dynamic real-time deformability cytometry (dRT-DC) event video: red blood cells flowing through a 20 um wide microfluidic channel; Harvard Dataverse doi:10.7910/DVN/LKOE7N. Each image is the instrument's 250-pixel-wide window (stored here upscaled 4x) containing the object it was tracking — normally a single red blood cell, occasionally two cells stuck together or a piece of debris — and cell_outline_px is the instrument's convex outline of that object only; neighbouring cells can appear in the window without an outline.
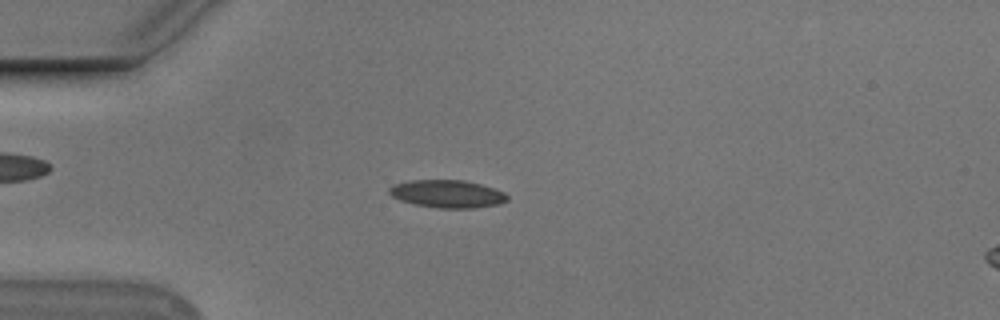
{"species": "Egyptian fruit bat (a non-hibernating species)", "species_latin": "Rousettus aegyptiacus", "temperature_condition": "cold", "stored_images_in_passage": 54, "camera_frame_rate_fps": 3000, "um_per_image_px": 0.085, "animal": {"sex": "male"}, "frame": {"image": 1, "passage_image": 14, "time_ms": 4.333, "image_size_px": [1000, 320], "cell_outline_px": [[508, 200], [500, 204], [472, 208], [436, 208], [412, 204], [400, 200], [392, 196], [388, 192], [388, 188], [392, 184], [408, 180], [464, 180], [480, 184], [504, 192], [508, 196]], "centroid_in_image_um": [37.98, 16.48], "position_along_channel_um": 47.0, "area_um2": 19.25}}
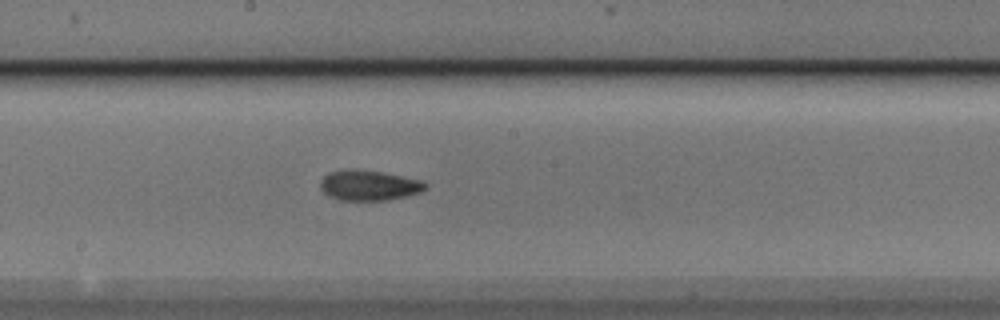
{"frame": {"image": 2, "passage_image": 29, "time_ms": 9.333, "image_size_px": [1000, 320], "cell_outline_px": [[428, 188], [420, 192], [408, 196], [388, 200], [340, 200], [328, 196], [320, 188], [320, 180], [328, 172], [384, 172], [424, 180], [428, 184]], "centroid_in_image_um": [31.45, 15.8], "position_along_channel_um": 216.8, "area_um2": 18.15}}
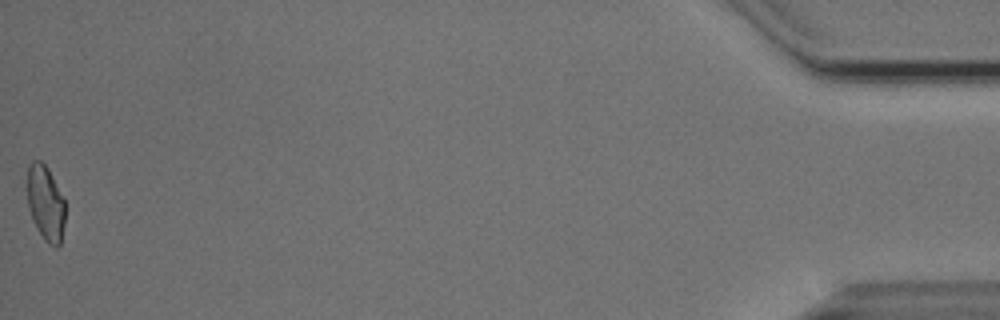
{"frame": {"image": 3, "passage_image": 54, "time_ms": 17.667, "image_size_px": [1000, 320], "cell_outline_px": [[64, 224], [60, 244], [56, 248], [48, 244], [44, 240], [36, 228], [32, 220], [28, 208], [28, 168], [32, 160], [40, 160], [48, 168], [64, 200]], "centroid_in_image_um": [3.86, 17.29], "position_along_channel_um": 431.3, "area_um2": 16.53}, "authors_computed_cell_mechanics": {"area_um2": 17.7735, "velocity_mm_per_s": 3.7541, "shape_relaxation_time_tau1_ms": null, "shape_relaxation_time_tau2_ms": 3.5158, "deformation_change_tau1": null, "deformation_change_tau2": 0.0888}}